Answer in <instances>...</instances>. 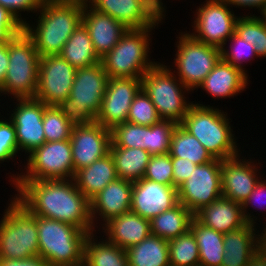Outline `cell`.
<instances>
[{"instance_id":"cell-40","label":"cell","mask_w":266,"mask_h":266,"mask_svg":"<svg viewBox=\"0 0 266 266\" xmlns=\"http://www.w3.org/2000/svg\"><path fill=\"white\" fill-rule=\"evenodd\" d=\"M160 120L156 107L145 91L141 89L131 103L127 122L151 126Z\"/></svg>"},{"instance_id":"cell-24","label":"cell","mask_w":266,"mask_h":266,"mask_svg":"<svg viewBox=\"0 0 266 266\" xmlns=\"http://www.w3.org/2000/svg\"><path fill=\"white\" fill-rule=\"evenodd\" d=\"M194 218L202 225L223 234L238 229L246 223L242 204L223 196L197 211Z\"/></svg>"},{"instance_id":"cell-36","label":"cell","mask_w":266,"mask_h":266,"mask_svg":"<svg viewBox=\"0 0 266 266\" xmlns=\"http://www.w3.org/2000/svg\"><path fill=\"white\" fill-rule=\"evenodd\" d=\"M110 147L141 148L149 152V126L125 122L111 130Z\"/></svg>"},{"instance_id":"cell-49","label":"cell","mask_w":266,"mask_h":266,"mask_svg":"<svg viewBox=\"0 0 266 266\" xmlns=\"http://www.w3.org/2000/svg\"><path fill=\"white\" fill-rule=\"evenodd\" d=\"M226 2L229 6H233L237 8L243 7H250L251 9H258L260 10V15H264L266 13V0H222Z\"/></svg>"},{"instance_id":"cell-30","label":"cell","mask_w":266,"mask_h":266,"mask_svg":"<svg viewBox=\"0 0 266 266\" xmlns=\"http://www.w3.org/2000/svg\"><path fill=\"white\" fill-rule=\"evenodd\" d=\"M128 266H170L168 241L150 235L126 250Z\"/></svg>"},{"instance_id":"cell-20","label":"cell","mask_w":266,"mask_h":266,"mask_svg":"<svg viewBox=\"0 0 266 266\" xmlns=\"http://www.w3.org/2000/svg\"><path fill=\"white\" fill-rule=\"evenodd\" d=\"M89 5L110 15L128 29L156 27L162 19L146 3V0H90Z\"/></svg>"},{"instance_id":"cell-32","label":"cell","mask_w":266,"mask_h":266,"mask_svg":"<svg viewBox=\"0 0 266 266\" xmlns=\"http://www.w3.org/2000/svg\"><path fill=\"white\" fill-rule=\"evenodd\" d=\"M59 55L76 69L101 62L95 53L89 33L82 23L67 40Z\"/></svg>"},{"instance_id":"cell-54","label":"cell","mask_w":266,"mask_h":266,"mask_svg":"<svg viewBox=\"0 0 266 266\" xmlns=\"http://www.w3.org/2000/svg\"><path fill=\"white\" fill-rule=\"evenodd\" d=\"M248 266H266V260L258 253L250 260Z\"/></svg>"},{"instance_id":"cell-28","label":"cell","mask_w":266,"mask_h":266,"mask_svg":"<svg viewBox=\"0 0 266 266\" xmlns=\"http://www.w3.org/2000/svg\"><path fill=\"white\" fill-rule=\"evenodd\" d=\"M89 233L84 243V264L86 266H128L126 250L110 243L107 239H94ZM104 239V240H103Z\"/></svg>"},{"instance_id":"cell-39","label":"cell","mask_w":266,"mask_h":266,"mask_svg":"<svg viewBox=\"0 0 266 266\" xmlns=\"http://www.w3.org/2000/svg\"><path fill=\"white\" fill-rule=\"evenodd\" d=\"M227 41L228 43L230 41L231 44L229 47H226V45L221 47V59L246 73L245 68H243V62L246 63L249 60H253L252 58L258 57L255 53L254 46L241 39L236 33H234Z\"/></svg>"},{"instance_id":"cell-47","label":"cell","mask_w":266,"mask_h":266,"mask_svg":"<svg viewBox=\"0 0 266 266\" xmlns=\"http://www.w3.org/2000/svg\"><path fill=\"white\" fill-rule=\"evenodd\" d=\"M173 165V187L178 188L182 183L189 179L190 174L194 171L197 166L194 162L183 159L172 157Z\"/></svg>"},{"instance_id":"cell-29","label":"cell","mask_w":266,"mask_h":266,"mask_svg":"<svg viewBox=\"0 0 266 266\" xmlns=\"http://www.w3.org/2000/svg\"><path fill=\"white\" fill-rule=\"evenodd\" d=\"M193 218L194 214L178 203L150 220L151 234L170 241L186 233Z\"/></svg>"},{"instance_id":"cell-13","label":"cell","mask_w":266,"mask_h":266,"mask_svg":"<svg viewBox=\"0 0 266 266\" xmlns=\"http://www.w3.org/2000/svg\"><path fill=\"white\" fill-rule=\"evenodd\" d=\"M178 202L193 214L222 196L221 160L197 165L189 179L177 188Z\"/></svg>"},{"instance_id":"cell-22","label":"cell","mask_w":266,"mask_h":266,"mask_svg":"<svg viewBox=\"0 0 266 266\" xmlns=\"http://www.w3.org/2000/svg\"><path fill=\"white\" fill-rule=\"evenodd\" d=\"M133 182L117 178L101 190L91 201V219L94 229L102 219L103 226L111 218L127 213L131 209ZM99 217H97V216ZM99 218V219H97Z\"/></svg>"},{"instance_id":"cell-52","label":"cell","mask_w":266,"mask_h":266,"mask_svg":"<svg viewBox=\"0 0 266 266\" xmlns=\"http://www.w3.org/2000/svg\"><path fill=\"white\" fill-rule=\"evenodd\" d=\"M263 228H264V230L261 232L262 234L259 233V236H258V251H257V253L266 260V226Z\"/></svg>"},{"instance_id":"cell-27","label":"cell","mask_w":266,"mask_h":266,"mask_svg":"<svg viewBox=\"0 0 266 266\" xmlns=\"http://www.w3.org/2000/svg\"><path fill=\"white\" fill-rule=\"evenodd\" d=\"M115 163L110 152L74 175L77 189L91 201L109 183L117 179Z\"/></svg>"},{"instance_id":"cell-9","label":"cell","mask_w":266,"mask_h":266,"mask_svg":"<svg viewBox=\"0 0 266 266\" xmlns=\"http://www.w3.org/2000/svg\"><path fill=\"white\" fill-rule=\"evenodd\" d=\"M9 64L0 86V95L17 98H34L38 85L40 56L33 41L23 31L8 42Z\"/></svg>"},{"instance_id":"cell-38","label":"cell","mask_w":266,"mask_h":266,"mask_svg":"<svg viewBox=\"0 0 266 266\" xmlns=\"http://www.w3.org/2000/svg\"><path fill=\"white\" fill-rule=\"evenodd\" d=\"M42 123L46 142L70 139L73 127L56 106L45 108Z\"/></svg>"},{"instance_id":"cell-11","label":"cell","mask_w":266,"mask_h":266,"mask_svg":"<svg viewBox=\"0 0 266 266\" xmlns=\"http://www.w3.org/2000/svg\"><path fill=\"white\" fill-rule=\"evenodd\" d=\"M27 159L25 172L11 175L10 181L73 179L74 166L71 141L45 142L33 150ZM17 175V176H16Z\"/></svg>"},{"instance_id":"cell-6","label":"cell","mask_w":266,"mask_h":266,"mask_svg":"<svg viewBox=\"0 0 266 266\" xmlns=\"http://www.w3.org/2000/svg\"><path fill=\"white\" fill-rule=\"evenodd\" d=\"M154 28L128 29L111 51L101 58L109 78H142L158 63L150 60L148 54Z\"/></svg>"},{"instance_id":"cell-44","label":"cell","mask_w":266,"mask_h":266,"mask_svg":"<svg viewBox=\"0 0 266 266\" xmlns=\"http://www.w3.org/2000/svg\"><path fill=\"white\" fill-rule=\"evenodd\" d=\"M24 24L0 5V44L8 43L23 32Z\"/></svg>"},{"instance_id":"cell-16","label":"cell","mask_w":266,"mask_h":266,"mask_svg":"<svg viewBox=\"0 0 266 266\" xmlns=\"http://www.w3.org/2000/svg\"><path fill=\"white\" fill-rule=\"evenodd\" d=\"M16 101L9 119L15 127L19 153L22 150L30 154L46 142L42 122L47 105L36 98H17Z\"/></svg>"},{"instance_id":"cell-21","label":"cell","mask_w":266,"mask_h":266,"mask_svg":"<svg viewBox=\"0 0 266 266\" xmlns=\"http://www.w3.org/2000/svg\"><path fill=\"white\" fill-rule=\"evenodd\" d=\"M82 24L87 29L95 53L100 59L111 51L128 30L124 24L89 4L83 8Z\"/></svg>"},{"instance_id":"cell-4","label":"cell","mask_w":266,"mask_h":266,"mask_svg":"<svg viewBox=\"0 0 266 266\" xmlns=\"http://www.w3.org/2000/svg\"><path fill=\"white\" fill-rule=\"evenodd\" d=\"M229 119L227 113L218 108L195 103L180 125L195 136L213 158L224 160L240 151Z\"/></svg>"},{"instance_id":"cell-48","label":"cell","mask_w":266,"mask_h":266,"mask_svg":"<svg viewBox=\"0 0 266 266\" xmlns=\"http://www.w3.org/2000/svg\"><path fill=\"white\" fill-rule=\"evenodd\" d=\"M0 266H51L45 259L40 256H33L28 259H2Z\"/></svg>"},{"instance_id":"cell-37","label":"cell","mask_w":266,"mask_h":266,"mask_svg":"<svg viewBox=\"0 0 266 266\" xmlns=\"http://www.w3.org/2000/svg\"><path fill=\"white\" fill-rule=\"evenodd\" d=\"M168 247L170 266H199V249L190 229L168 241Z\"/></svg>"},{"instance_id":"cell-7","label":"cell","mask_w":266,"mask_h":266,"mask_svg":"<svg viewBox=\"0 0 266 266\" xmlns=\"http://www.w3.org/2000/svg\"><path fill=\"white\" fill-rule=\"evenodd\" d=\"M0 220V258L28 259L39 256L37 216L14 197Z\"/></svg>"},{"instance_id":"cell-33","label":"cell","mask_w":266,"mask_h":266,"mask_svg":"<svg viewBox=\"0 0 266 266\" xmlns=\"http://www.w3.org/2000/svg\"><path fill=\"white\" fill-rule=\"evenodd\" d=\"M109 152L115 163L117 177L132 182L143 178L152 156L141 148L110 147Z\"/></svg>"},{"instance_id":"cell-26","label":"cell","mask_w":266,"mask_h":266,"mask_svg":"<svg viewBox=\"0 0 266 266\" xmlns=\"http://www.w3.org/2000/svg\"><path fill=\"white\" fill-rule=\"evenodd\" d=\"M256 226L245 223L242 227L224 234V257L221 266H248L258 251ZM257 233V234H256Z\"/></svg>"},{"instance_id":"cell-1","label":"cell","mask_w":266,"mask_h":266,"mask_svg":"<svg viewBox=\"0 0 266 266\" xmlns=\"http://www.w3.org/2000/svg\"><path fill=\"white\" fill-rule=\"evenodd\" d=\"M14 198L32 215L69 223L96 232L90 201L77 189L74 179L13 181Z\"/></svg>"},{"instance_id":"cell-2","label":"cell","mask_w":266,"mask_h":266,"mask_svg":"<svg viewBox=\"0 0 266 266\" xmlns=\"http://www.w3.org/2000/svg\"><path fill=\"white\" fill-rule=\"evenodd\" d=\"M83 8L84 5L77 3H42L36 19L37 27L24 23L23 31L33 41L40 58L59 55L82 23Z\"/></svg>"},{"instance_id":"cell-25","label":"cell","mask_w":266,"mask_h":266,"mask_svg":"<svg viewBox=\"0 0 266 266\" xmlns=\"http://www.w3.org/2000/svg\"><path fill=\"white\" fill-rule=\"evenodd\" d=\"M248 80L247 73L220 59L198 88L212 98H234L246 89Z\"/></svg>"},{"instance_id":"cell-17","label":"cell","mask_w":266,"mask_h":266,"mask_svg":"<svg viewBox=\"0 0 266 266\" xmlns=\"http://www.w3.org/2000/svg\"><path fill=\"white\" fill-rule=\"evenodd\" d=\"M74 175L75 173L109 153L111 145L110 129L97 122L73 127L70 137Z\"/></svg>"},{"instance_id":"cell-35","label":"cell","mask_w":266,"mask_h":266,"mask_svg":"<svg viewBox=\"0 0 266 266\" xmlns=\"http://www.w3.org/2000/svg\"><path fill=\"white\" fill-rule=\"evenodd\" d=\"M235 33L254 46L258 57L266 58V17L264 15L239 16Z\"/></svg>"},{"instance_id":"cell-19","label":"cell","mask_w":266,"mask_h":266,"mask_svg":"<svg viewBox=\"0 0 266 266\" xmlns=\"http://www.w3.org/2000/svg\"><path fill=\"white\" fill-rule=\"evenodd\" d=\"M240 156L239 153L221 160V190L223 197L242 204L252 193L261 177H258L257 172L260 169H257L254 160L240 159Z\"/></svg>"},{"instance_id":"cell-42","label":"cell","mask_w":266,"mask_h":266,"mask_svg":"<svg viewBox=\"0 0 266 266\" xmlns=\"http://www.w3.org/2000/svg\"><path fill=\"white\" fill-rule=\"evenodd\" d=\"M143 178L159 184L173 186V165L169 153L152 155Z\"/></svg>"},{"instance_id":"cell-43","label":"cell","mask_w":266,"mask_h":266,"mask_svg":"<svg viewBox=\"0 0 266 266\" xmlns=\"http://www.w3.org/2000/svg\"><path fill=\"white\" fill-rule=\"evenodd\" d=\"M5 119L0 120V163L8 162L19 154L15 127L10 119Z\"/></svg>"},{"instance_id":"cell-10","label":"cell","mask_w":266,"mask_h":266,"mask_svg":"<svg viewBox=\"0 0 266 266\" xmlns=\"http://www.w3.org/2000/svg\"><path fill=\"white\" fill-rule=\"evenodd\" d=\"M175 44L177 52L174 67L177 78L192 92L203 83L207 75L221 59L220 48L194 39L188 32H180Z\"/></svg>"},{"instance_id":"cell-5","label":"cell","mask_w":266,"mask_h":266,"mask_svg":"<svg viewBox=\"0 0 266 266\" xmlns=\"http://www.w3.org/2000/svg\"><path fill=\"white\" fill-rule=\"evenodd\" d=\"M39 256L51 266H78L84 262L89 232L69 223L37 216Z\"/></svg>"},{"instance_id":"cell-53","label":"cell","mask_w":266,"mask_h":266,"mask_svg":"<svg viewBox=\"0 0 266 266\" xmlns=\"http://www.w3.org/2000/svg\"><path fill=\"white\" fill-rule=\"evenodd\" d=\"M42 3H77L81 5H88L90 0H41Z\"/></svg>"},{"instance_id":"cell-31","label":"cell","mask_w":266,"mask_h":266,"mask_svg":"<svg viewBox=\"0 0 266 266\" xmlns=\"http://www.w3.org/2000/svg\"><path fill=\"white\" fill-rule=\"evenodd\" d=\"M199 249V266H221L224 257V234L208 228L195 218L190 223Z\"/></svg>"},{"instance_id":"cell-51","label":"cell","mask_w":266,"mask_h":266,"mask_svg":"<svg viewBox=\"0 0 266 266\" xmlns=\"http://www.w3.org/2000/svg\"><path fill=\"white\" fill-rule=\"evenodd\" d=\"M146 3L153 9V11L163 19L166 14V7L163 5L162 0H146Z\"/></svg>"},{"instance_id":"cell-14","label":"cell","mask_w":266,"mask_h":266,"mask_svg":"<svg viewBox=\"0 0 266 266\" xmlns=\"http://www.w3.org/2000/svg\"><path fill=\"white\" fill-rule=\"evenodd\" d=\"M76 70L60 55L41 57L34 98L41 100L47 106H57L69 97Z\"/></svg>"},{"instance_id":"cell-15","label":"cell","mask_w":266,"mask_h":266,"mask_svg":"<svg viewBox=\"0 0 266 266\" xmlns=\"http://www.w3.org/2000/svg\"><path fill=\"white\" fill-rule=\"evenodd\" d=\"M141 89V78H109L96 122L110 130L127 122L131 103Z\"/></svg>"},{"instance_id":"cell-23","label":"cell","mask_w":266,"mask_h":266,"mask_svg":"<svg viewBox=\"0 0 266 266\" xmlns=\"http://www.w3.org/2000/svg\"><path fill=\"white\" fill-rule=\"evenodd\" d=\"M101 228L110 243L125 250L151 235L150 220L132 211L111 218Z\"/></svg>"},{"instance_id":"cell-8","label":"cell","mask_w":266,"mask_h":266,"mask_svg":"<svg viewBox=\"0 0 266 266\" xmlns=\"http://www.w3.org/2000/svg\"><path fill=\"white\" fill-rule=\"evenodd\" d=\"M175 74L169 66L158 62L141 80L142 89L156 107L159 118L178 125L183 122L194 103L187 101L184 94L190 89L186 88Z\"/></svg>"},{"instance_id":"cell-12","label":"cell","mask_w":266,"mask_h":266,"mask_svg":"<svg viewBox=\"0 0 266 266\" xmlns=\"http://www.w3.org/2000/svg\"><path fill=\"white\" fill-rule=\"evenodd\" d=\"M198 6L193 19V33L189 34L196 40L207 45L220 48L227 44V40L235 33L238 20L226 2L222 0H206Z\"/></svg>"},{"instance_id":"cell-50","label":"cell","mask_w":266,"mask_h":266,"mask_svg":"<svg viewBox=\"0 0 266 266\" xmlns=\"http://www.w3.org/2000/svg\"><path fill=\"white\" fill-rule=\"evenodd\" d=\"M9 64L8 43L0 44V86L7 74Z\"/></svg>"},{"instance_id":"cell-45","label":"cell","mask_w":266,"mask_h":266,"mask_svg":"<svg viewBox=\"0 0 266 266\" xmlns=\"http://www.w3.org/2000/svg\"><path fill=\"white\" fill-rule=\"evenodd\" d=\"M258 202H260V203H258ZM254 204H255V206H254ZM265 205H266V180L262 181V179H260L259 182L254 187V190L252 191V193L242 203V213H243V216H244L246 223L253 224V225H255V223H257L254 221V219L256 217L254 215H251L248 212V210H247L248 207L253 208V206H254V208H256V209L258 208V210H260V211L264 208V211H265V209H266V207H264ZM252 216H254V217H252Z\"/></svg>"},{"instance_id":"cell-41","label":"cell","mask_w":266,"mask_h":266,"mask_svg":"<svg viewBox=\"0 0 266 266\" xmlns=\"http://www.w3.org/2000/svg\"><path fill=\"white\" fill-rule=\"evenodd\" d=\"M177 124L173 121L160 120L149 126V153L151 155L170 152L173 130Z\"/></svg>"},{"instance_id":"cell-46","label":"cell","mask_w":266,"mask_h":266,"mask_svg":"<svg viewBox=\"0 0 266 266\" xmlns=\"http://www.w3.org/2000/svg\"><path fill=\"white\" fill-rule=\"evenodd\" d=\"M41 4V0H0V5L9 10L23 24L27 21L22 19L20 12L31 11L37 13Z\"/></svg>"},{"instance_id":"cell-18","label":"cell","mask_w":266,"mask_h":266,"mask_svg":"<svg viewBox=\"0 0 266 266\" xmlns=\"http://www.w3.org/2000/svg\"><path fill=\"white\" fill-rule=\"evenodd\" d=\"M177 188L142 178L132 185L130 211L151 220L178 204Z\"/></svg>"},{"instance_id":"cell-3","label":"cell","mask_w":266,"mask_h":266,"mask_svg":"<svg viewBox=\"0 0 266 266\" xmlns=\"http://www.w3.org/2000/svg\"><path fill=\"white\" fill-rule=\"evenodd\" d=\"M108 79L101 62L76 70L69 97L56 106L72 127L96 122Z\"/></svg>"},{"instance_id":"cell-34","label":"cell","mask_w":266,"mask_h":266,"mask_svg":"<svg viewBox=\"0 0 266 266\" xmlns=\"http://www.w3.org/2000/svg\"><path fill=\"white\" fill-rule=\"evenodd\" d=\"M169 154L171 157L188 159L196 165H202L214 159L196 137L180 124L173 130Z\"/></svg>"}]
</instances>
